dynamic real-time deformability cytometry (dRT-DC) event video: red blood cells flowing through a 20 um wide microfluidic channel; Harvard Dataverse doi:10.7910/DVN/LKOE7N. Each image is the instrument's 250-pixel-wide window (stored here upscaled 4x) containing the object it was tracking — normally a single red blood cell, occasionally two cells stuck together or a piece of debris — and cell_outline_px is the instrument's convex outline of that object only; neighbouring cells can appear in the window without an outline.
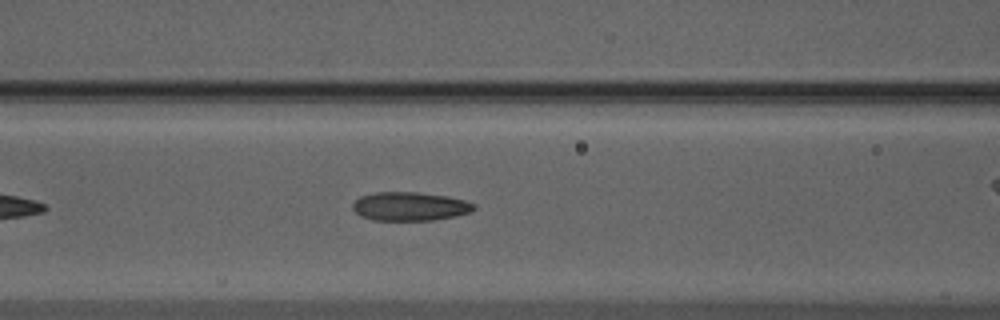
{"species": "Egyptian fruit bat (a non-hibernating species)", "species_latin": "Rousettus aegyptiacus", "temperature_condition": "warm", "stored_images_in_passage": 23, "camera_frame_rate_fps": 3000, "um_per_image_px": 0.085, "animal": {"sex": "male"}, "frame": {"image": 1, "passage_image": 10, "time_ms": 3.0, "image_size_px": [1000, 320], "cell_outline_px": [[476, 208], [472, 212], [432, 220], [372, 220], [360, 216], [352, 208], [352, 204], [360, 196], [376, 192], [420, 192], [448, 196], [464, 200], [476, 204]], "centroid_in_image_um": [34.84, 17.53], "position_along_channel_um": 131.8, "area_um2": 20.35}}